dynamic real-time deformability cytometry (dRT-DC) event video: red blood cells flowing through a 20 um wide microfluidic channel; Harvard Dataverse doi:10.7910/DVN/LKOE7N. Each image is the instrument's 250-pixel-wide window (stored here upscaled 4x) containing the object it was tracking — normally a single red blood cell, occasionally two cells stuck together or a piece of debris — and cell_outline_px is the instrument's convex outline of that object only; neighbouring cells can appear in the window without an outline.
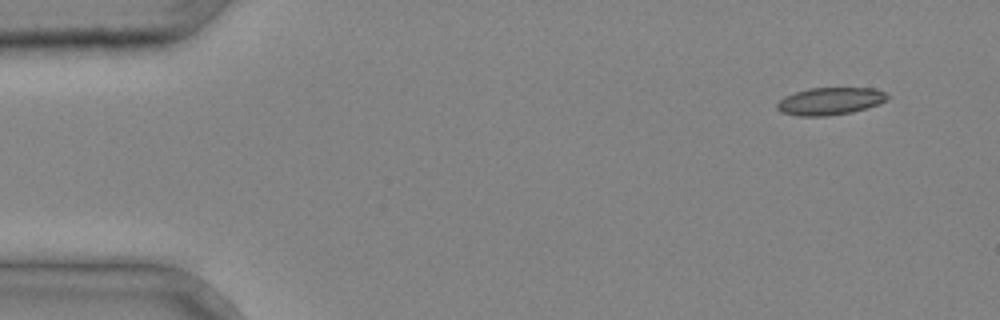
{"species": "common noctule bat (a hibernating species)", "species_latin": "Nyctalus noctula", "temperature_condition": "cold", "stored_images_in_passage": 4, "camera_frame_rate_fps": 3000, "um_per_image_px": 0.085, "animal": {"sex": "male", "body_mass_g": 20.4}, "frame": {"image": 1, "passage_image": 1, "time_ms": 0.0, "image_size_px": [1000, 320], "cell_outline_px": [[892, 96], [888, 100], [880, 104], [868, 108], [852, 112], [828, 116], [796, 116], [780, 112], [776, 108], [776, 104], [784, 96], [808, 88], [872, 88], [884, 92]], "centroid_in_image_um": [70.58, 8.61], "position_along_channel_um": 14.4, "area_um2": 17.92}}
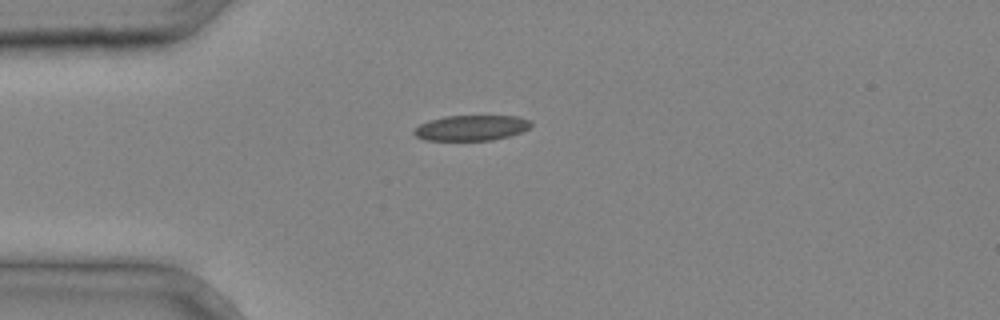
{"frame": {"image": 2, "passage_image": 3, "time_ms": 0.667, "image_size_px": [1000, 320], "cell_outline_px": [[532, 124], [528, 128], [520, 132], [508, 136], [492, 140], [424, 140], [416, 136], [412, 132], [420, 124], [428, 120], [444, 116], [520, 116], [528, 120]], "centroid_in_image_um": [40.03, 10.86], "position_along_channel_um": 45.0, "area_um2": 17.22}}
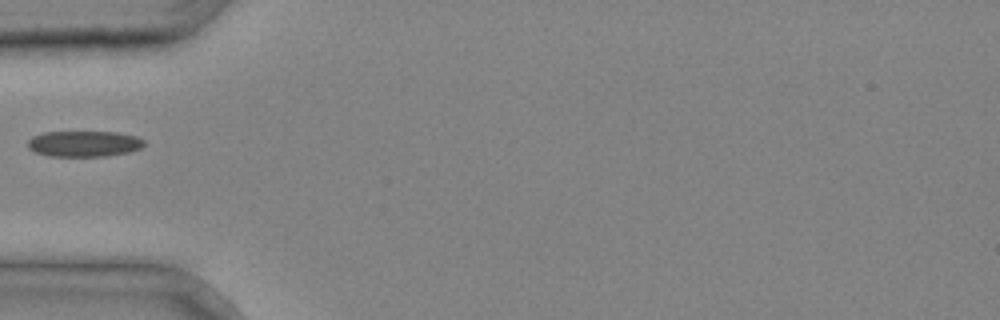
{"frame": {"image": 3, "passage_image": 4, "time_ms": 1.0, "image_size_px": [1000, 320], "cell_outline_px": [[144, 144], [140, 148], [128, 152], [104, 156], [48, 156], [36, 152], [28, 148], [28, 140], [32, 136], [44, 132], [116, 132], [136, 136], [144, 140]], "centroid_in_image_um": [7.12, 12.21], "position_along_channel_um": 77.9, "area_um2": 17.46}}